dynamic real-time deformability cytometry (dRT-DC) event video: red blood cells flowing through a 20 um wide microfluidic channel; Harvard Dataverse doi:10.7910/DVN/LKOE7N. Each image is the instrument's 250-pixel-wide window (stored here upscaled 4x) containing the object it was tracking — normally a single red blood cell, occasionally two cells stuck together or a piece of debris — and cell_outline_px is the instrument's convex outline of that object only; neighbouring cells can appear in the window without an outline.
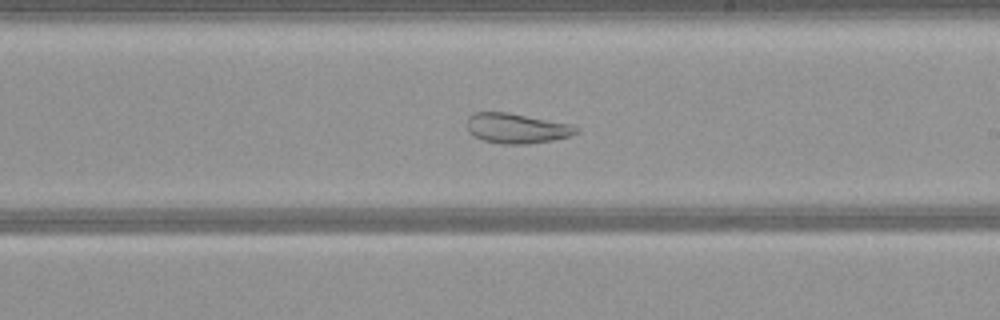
{"species": "common noctule bat (a hibernating species)", "species_latin": "Nyctalus noctula", "temperature_condition": "warm", "stored_images_in_passage": 52, "camera_frame_rate_fps": 3000, "um_per_image_px": 0.085, "animal": {"sex": "female", "body_mass_g": 21.9}, "frame": {"image": 1, "passage_image": 30, "time_ms": 9.667, "image_size_px": [1000, 320], "cell_outline_px": [[580, 132], [568, 136], [552, 140], [528, 144], [504, 144], [484, 140], [472, 136], [468, 132], [468, 116], [472, 112], [508, 112], [572, 124], [580, 128]], "centroid_in_image_um": [43.92, 10.9], "position_along_channel_um": 245.1, "area_um2": 19.25}}
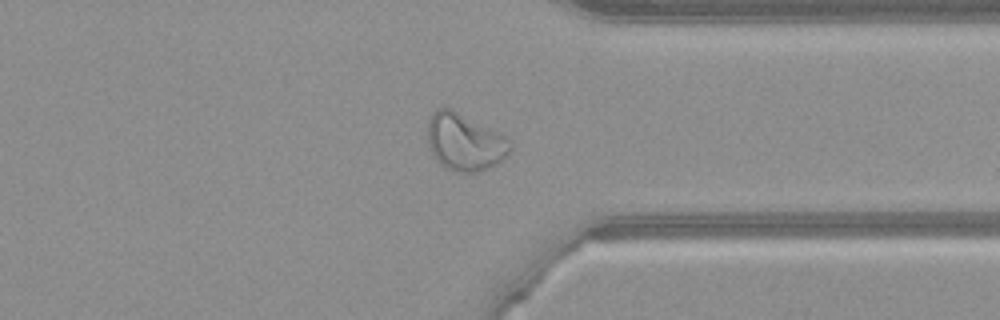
{"frame": {"image": 2, "passage_image": 40, "time_ms": 13.0, "image_size_px": [1000, 320], "cell_outline_px": [[512, 148], [508, 156], [504, 160], [488, 168], [476, 172], [460, 172], [444, 168], [436, 160], [428, 148], [428, 120], [432, 112], [436, 108], [452, 108], [508, 136], [512, 140]], "centroid_in_image_um": [39.53, 12.06], "position_along_channel_um": 371.9, "area_um2": 28.21}}
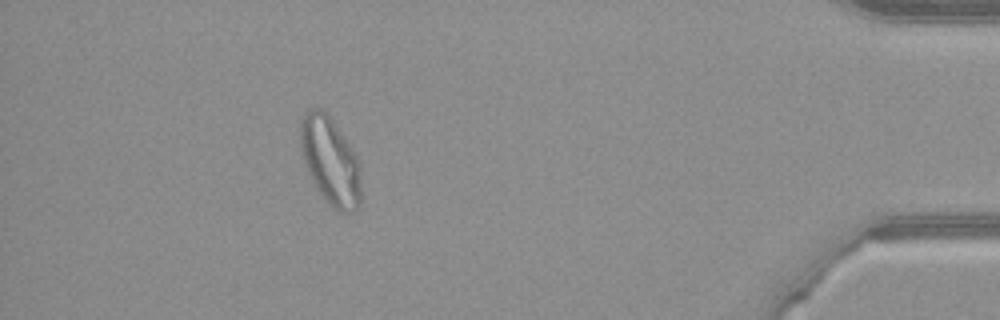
{"frame": {"image": 3, "passage_image": 47, "time_ms": 15.333, "image_size_px": [1000, 320], "cell_outline_px": [[360, 208], [356, 212], [340, 212], [332, 208], [328, 204], [316, 188], [308, 172], [300, 152], [300, 120], [304, 112], [308, 108], [320, 108], [328, 112], [360, 160]], "centroid_in_image_um": [28.07, 13.66], "position_along_channel_um": 407.1, "area_um2": 31.73}}